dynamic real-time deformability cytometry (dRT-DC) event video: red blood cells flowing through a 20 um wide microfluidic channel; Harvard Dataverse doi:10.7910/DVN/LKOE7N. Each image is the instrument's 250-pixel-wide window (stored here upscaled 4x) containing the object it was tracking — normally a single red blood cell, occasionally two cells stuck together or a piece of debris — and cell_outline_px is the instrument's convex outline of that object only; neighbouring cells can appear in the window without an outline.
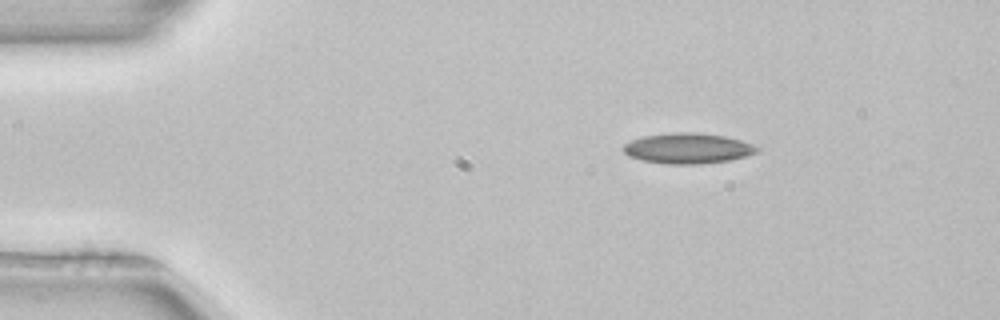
{"species": "common noctule bat (a hibernating species)", "species_latin": "Nyctalus noctula", "temperature_condition": "room temperature", "stored_images_in_passage": 50, "camera_frame_rate_fps": 3000, "um_per_image_px": 0.085, "animal": {"sex": "female", "body_mass_g": 22.7, "forearm_length_mm": 54.2}, "frame": {"image": 1, "passage_image": 7, "time_ms": 2.0, "image_size_px": [1000, 320], "cell_outline_px": [[760, 148], [756, 152], [744, 156], [728, 160], [700, 164], [664, 164], [640, 160], [628, 156], [620, 148], [624, 144], [632, 140], [644, 136], [676, 132], [692, 132], [724, 136], [740, 140], [752, 144]], "centroid_in_image_um": [58.4, 12.61], "position_along_channel_um": 26.6, "area_um2": 23.64}}
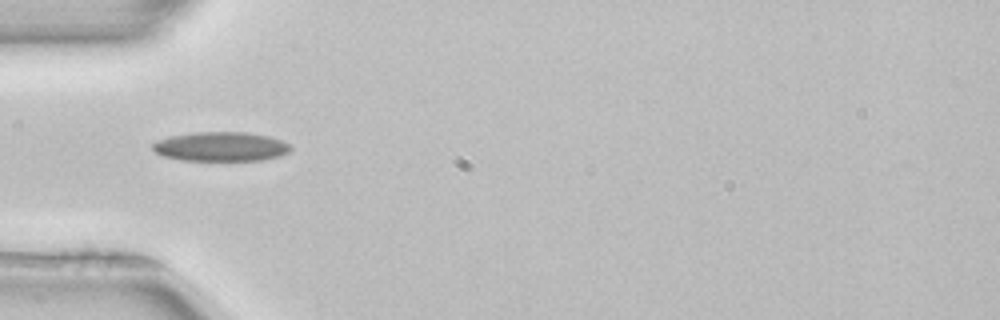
{"frame": {"image": 2, "passage_image": 15, "time_ms": 4.667, "image_size_px": [1000, 320], "cell_outline_px": [[292, 148], [288, 152], [280, 156], [260, 160], [184, 160], [160, 156], [152, 148], [152, 144], [156, 140], [172, 136], [192, 132], [248, 132], [268, 136], [292, 144]], "centroid_in_image_um": [18.77, 12.45], "position_along_channel_um": 66.2, "area_um2": 23.64}}
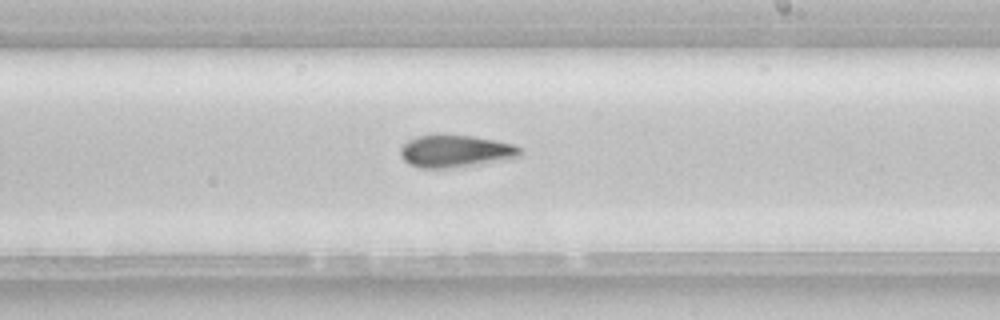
{"frame": {"image": 3, "passage_image": 29, "time_ms": 9.333, "image_size_px": [1000, 320], "cell_outline_px": [[520, 156], [484, 164], [448, 168], [420, 168], [408, 164], [400, 156], [400, 148], [408, 140], [416, 136], [432, 132], [436, 132], [472, 136], [496, 140], [512, 144], [520, 148]], "centroid_in_image_um": [38.65, 12.82], "position_along_channel_um": 250.4, "area_um2": 23.18}, "authors_computed_cell_mechanics": {"area_um2": 22.831, "velocity_mm_per_s": 3.9547, "shape_relaxation_time_tau1_ms": 5.9732, "shape_relaxation_time_tau2_ms": null, "deformation_change_tau1": 0.1329, "deformation_change_tau2": null}}